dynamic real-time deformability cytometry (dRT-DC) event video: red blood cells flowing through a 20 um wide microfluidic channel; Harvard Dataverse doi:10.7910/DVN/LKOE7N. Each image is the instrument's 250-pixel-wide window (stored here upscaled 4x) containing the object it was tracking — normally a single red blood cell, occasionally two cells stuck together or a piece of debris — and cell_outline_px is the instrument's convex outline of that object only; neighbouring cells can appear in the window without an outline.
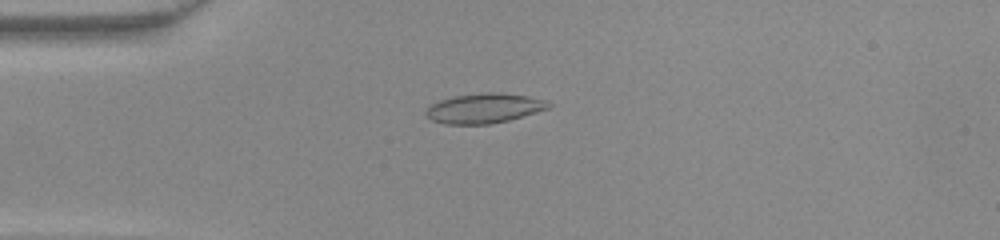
{"species": "common noctule bat (a hibernating species)", "species_latin": "Nyctalus noctula", "temperature_condition": "warm", "stored_images_in_passage": 49, "camera_frame_rate_fps": 3000, "um_per_image_px": 0.085, "animal": {"sex": "female", "body_mass_g": 22.0, "forearm_length_mm": 56.7}, "frame": {"image": 1, "passage_image": 13, "time_ms": 4.0, "image_size_px": [1000, 240], "cell_outline_px": [[552, 104], [548, 108], [536, 112], [508, 120], [488, 124], [444, 124], [432, 120], [424, 116], [424, 112], [432, 104], [440, 100], [456, 96], [484, 92], [492, 92], [528, 96], [544, 100]], "centroid_in_image_um": [41.11, 9.21], "position_along_channel_um": 43.9, "area_um2": 21.04}}
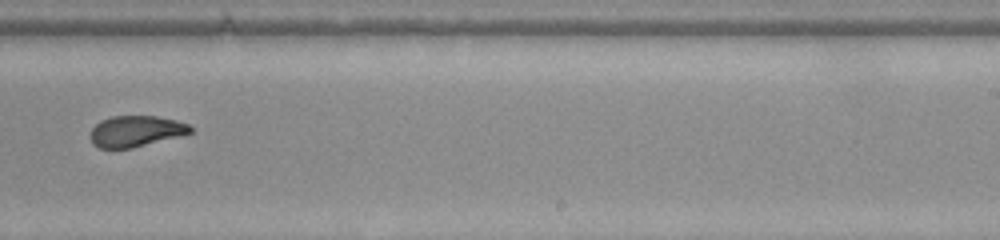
{"frame": {"image": 2, "passage_image": 31, "time_ms": 10.0, "image_size_px": [1000, 240], "cell_outline_px": [[192, 132], [132, 148], [100, 148], [92, 144], [88, 136], [92, 128], [100, 120], [112, 116], [156, 116], [176, 120], [188, 124], [192, 128]], "centroid_in_image_um": [11.48, 11.15], "position_along_channel_um": 277.5, "area_um2": 18.03}}
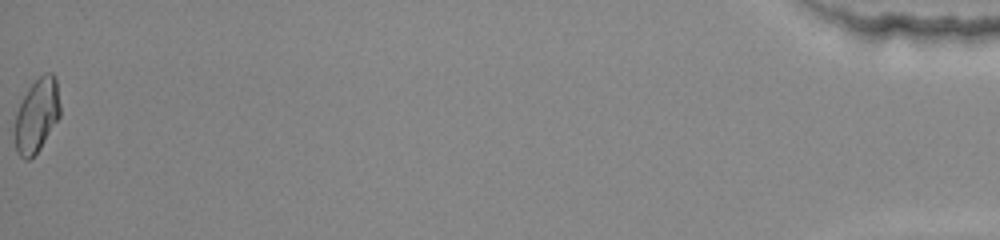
{"frame": {"image": 3, "passage_image": 49, "time_ms": 16.0, "image_size_px": [1000, 240], "cell_outline_px": [[60, 116], [40, 148], [28, 160], [24, 160], [16, 152], [16, 112], [28, 88], [44, 72], [52, 72], [56, 76], [60, 104]], "centroid_in_image_um": [3.15, 9.77], "position_along_channel_um": 432.0, "area_um2": 19.25}}